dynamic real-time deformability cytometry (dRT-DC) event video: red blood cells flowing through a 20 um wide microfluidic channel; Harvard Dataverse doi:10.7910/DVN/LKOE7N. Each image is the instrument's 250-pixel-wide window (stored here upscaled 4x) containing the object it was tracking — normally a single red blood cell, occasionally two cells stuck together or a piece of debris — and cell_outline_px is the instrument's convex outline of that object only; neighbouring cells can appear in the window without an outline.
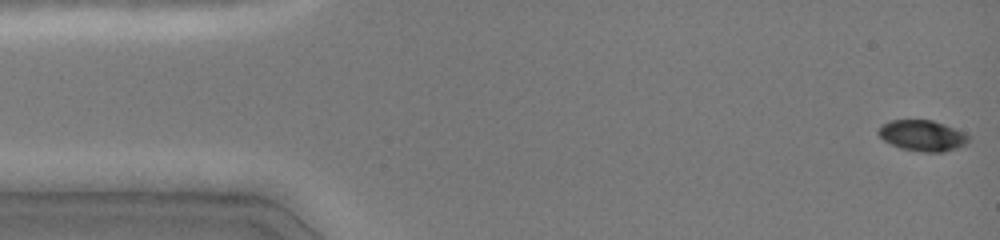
{"species": "common noctule bat (a hibernating species)", "species_latin": "Nyctalus noctula", "temperature_condition": "cold", "stored_images_in_passage": 47, "camera_frame_rate_fps": 3000, "um_per_image_px": 0.085, "animal": {"sex": "female", "body_mass_g": 19.0, "forearm_length_mm": 51.5}, "frame": {"image": 1, "passage_image": 1, "time_ms": 0.0, "image_size_px": [1000, 240], "cell_outline_px": [[972, 136], [964, 144], [956, 148], [944, 152], [920, 152], [900, 148], [884, 140], [876, 132], [880, 124], [888, 120], [932, 120], [944, 124], [964, 132]], "centroid_in_image_um": [78.38, 11.52], "position_along_channel_um": 6.6, "area_um2": 16.36}}
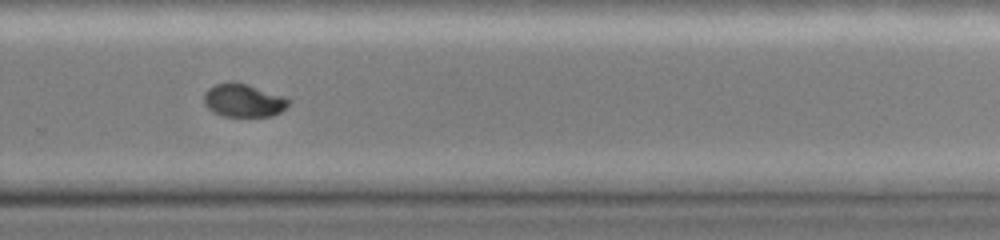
{"frame": {"image": 2, "passage_image": 32, "time_ms": 10.333, "image_size_px": [1000, 240], "cell_outline_px": [[292, 100], [280, 112], [272, 116], [224, 116], [212, 112], [204, 104], [204, 92], [208, 88], [216, 84], [232, 80], [248, 84], [284, 96]], "centroid_in_image_um": [20.68, 8.52], "position_along_channel_um": 309.1, "area_um2": 16.53}}
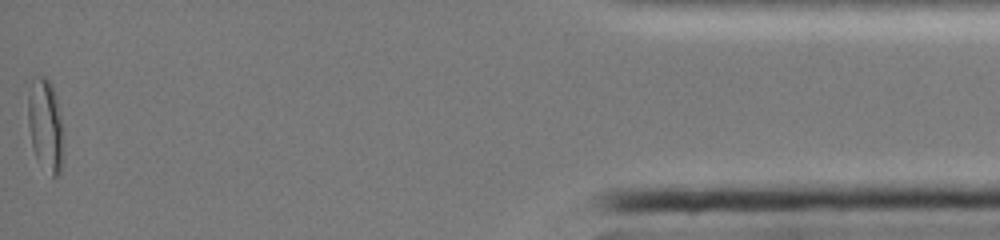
{"frame": {"image": 3, "passage_image": 47, "time_ms": 15.333, "image_size_px": [1000, 240], "cell_outline_px": [[60, 172], [56, 176], [52, 176], [36, 160], [32, 148], [28, 124], [28, 96], [32, 80], [36, 76], [44, 76], [52, 84], [56, 96], [60, 116]], "centroid_in_image_um": [3.8, 10.59], "position_along_channel_um": 431.4, "area_um2": 18.44}, "authors_computed_cell_mechanics": {"area_um2": 17.051, "velocity_mm_per_s": 4.0715, "shape_relaxation_time_tau1_ms": 4.7574, "shape_relaxation_time_tau2_ms": 2.9955, "deformation_change_tau1": 0.1299, "deformation_change_tau2": 0.0305}}